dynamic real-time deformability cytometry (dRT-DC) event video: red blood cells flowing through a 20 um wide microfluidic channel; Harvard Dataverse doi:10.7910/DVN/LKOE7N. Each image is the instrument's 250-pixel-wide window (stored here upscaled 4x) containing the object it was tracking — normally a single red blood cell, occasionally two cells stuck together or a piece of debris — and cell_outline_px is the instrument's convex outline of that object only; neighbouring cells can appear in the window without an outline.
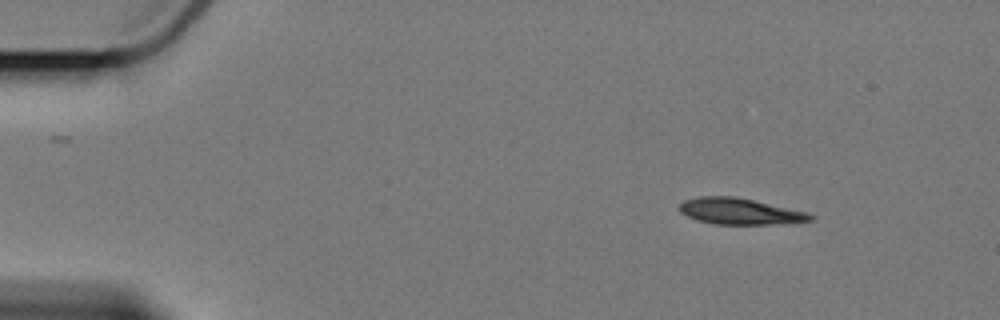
{"species": "Egyptian fruit bat (a non-hibernating species)", "species_latin": "Rousettus aegyptiacus", "temperature_condition": "cold", "stored_images_in_passage": 3, "camera_frame_rate_fps": 3000, "um_per_image_px": 0.085, "animal": {"sex": "female"}, "frame": {"image": 1, "passage_image": 1, "time_ms": 0.0, "image_size_px": [1000, 320], "cell_outline_px": [[816, 216], [812, 220], [768, 224], [716, 224], [700, 220], [688, 216], [680, 212], [680, 204], [684, 200], [700, 196], [736, 196], [804, 212]], "centroid_in_image_um": [62.84, 17.95], "position_along_channel_um": 22.2, "area_um2": 19.48}}